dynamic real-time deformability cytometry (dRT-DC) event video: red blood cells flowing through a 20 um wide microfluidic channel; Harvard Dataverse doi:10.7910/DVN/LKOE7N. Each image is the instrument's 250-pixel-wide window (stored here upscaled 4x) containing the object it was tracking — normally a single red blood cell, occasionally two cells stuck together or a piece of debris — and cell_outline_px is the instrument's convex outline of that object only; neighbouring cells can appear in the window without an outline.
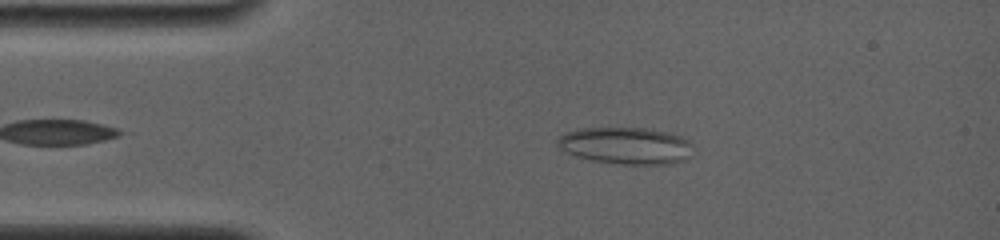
{"species": "common noctule bat (a hibernating species)", "species_latin": "Nyctalus noctula", "temperature_condition": "room temperature", "stored_images_in_passage": 54, "camera_frame_rate_fps": 4000, "um_per_image_px": 0.085, "animal": {"sex": "female", "body_mass_g": 19.0, "forearm_length_mm": 56.7}, "frame": {"image": 1, "passage_image": 9, "time_ms": 2.0, "image_size_px": [1000, 240], "cell_outline_px": [[692, 156], [688, 160], [676, 164], [624, 164], [596, 160], [576, 156], [560, 148], [556, 144], [556, 140], [564, 132], [580, 128], [648, 128], [668, 132], [680, 136], [688, 140], [692, 144]], "centroid_in_image_um": [53.26, 12.38], "position_along_channel_um": 31.7, "area_um2": 29.36}}
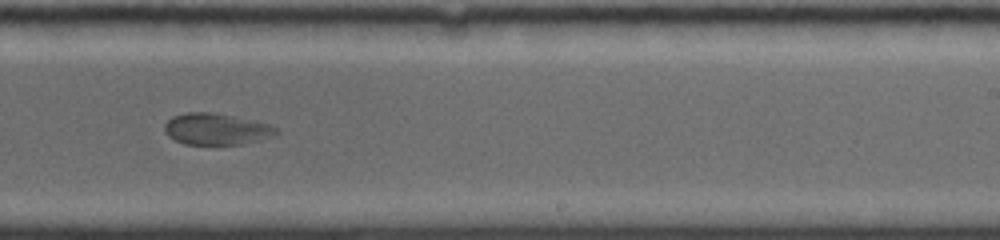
{"frame": {"image": 2, "passage_image": 38, "time_ms": 9.25, "image_size_px": [1000, 240], "cell_outline_px": [[280, 132], [260, 140], [240, 144], [184, 144], [168, 136], [164, 132], [164, 124], [172, 116], [184, 112], [212, 112], [232, 116], [268, 124], [276, 128]], "centroid_in_image_um": [18.33, 10.96], "position_along_channel_um": 270.7, "area_um2": 20.29}}
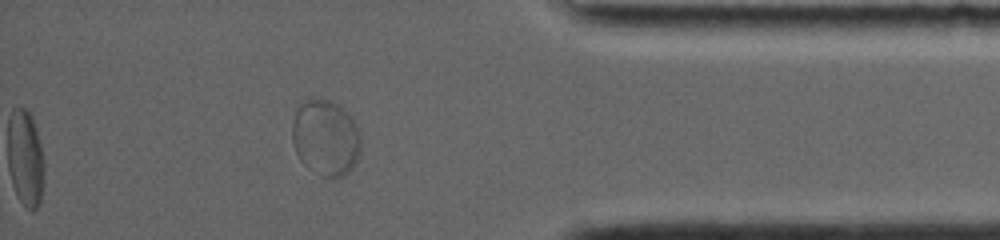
{"frame": {"image": 3, "passage_image": 54, "time_ms": 13.25, "image_size_px": [1000, 240], "cell_outline_px": [[360, 148], [356, 160], [352, 168], [344, 176], [320, 176], [308, 168], [300, 160], [296, 152], [292, 140], [292, 124], [296, 108], [304, 100], [328, 100], [336, 104], [348, 112], [352, 116], [360, 136]], "centroid_in_image_um": [27.66, 11.71], "position_along_channel_um": 407.5, "area_um2": 30.23}}